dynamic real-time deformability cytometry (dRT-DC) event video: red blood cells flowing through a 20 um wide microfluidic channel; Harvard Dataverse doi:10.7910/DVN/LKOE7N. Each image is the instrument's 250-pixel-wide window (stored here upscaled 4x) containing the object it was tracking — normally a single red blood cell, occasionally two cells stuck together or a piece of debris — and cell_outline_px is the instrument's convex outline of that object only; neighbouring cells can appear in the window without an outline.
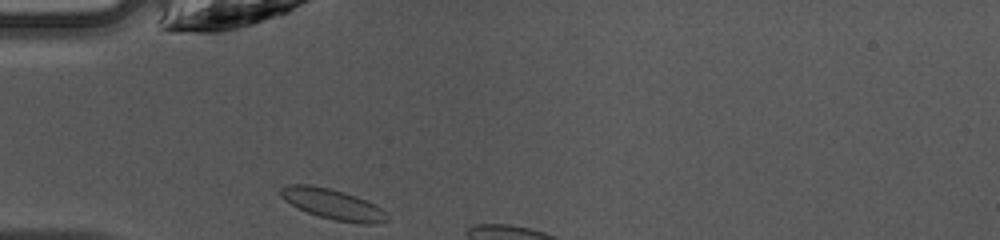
{"species": "common noctule bat (a hibernating species)", "species_latin": "Nyctalus noctula", "temperature_condition": "warm", "stored_images_in_passage": 4, "camera_frame_rate_fps": 3000, "um_per_image_px": 0.085, "animal": {"sex": "female", "body_mass_g": 10.0, "forearm_length_mm": 53.1}, "frame": {"image": 1, "passage_image": 1, "time_ms": 0.0, "image_size_px": [1000, 240], "cell_outline_px": [[388, 220], [372, 224], [360, 224], [336, 220], [320, 216], [308, 212], [284, 200], [280, 196], [280, 188], [288, 184], [308, 184], [328, 188], [344, 192], [356, 196], [376, 204], [388, 216]], "centroid_in_image_um": [28.29, 17.34], "position_along_channel_um": 56.7, "area_um2": 18.67}}